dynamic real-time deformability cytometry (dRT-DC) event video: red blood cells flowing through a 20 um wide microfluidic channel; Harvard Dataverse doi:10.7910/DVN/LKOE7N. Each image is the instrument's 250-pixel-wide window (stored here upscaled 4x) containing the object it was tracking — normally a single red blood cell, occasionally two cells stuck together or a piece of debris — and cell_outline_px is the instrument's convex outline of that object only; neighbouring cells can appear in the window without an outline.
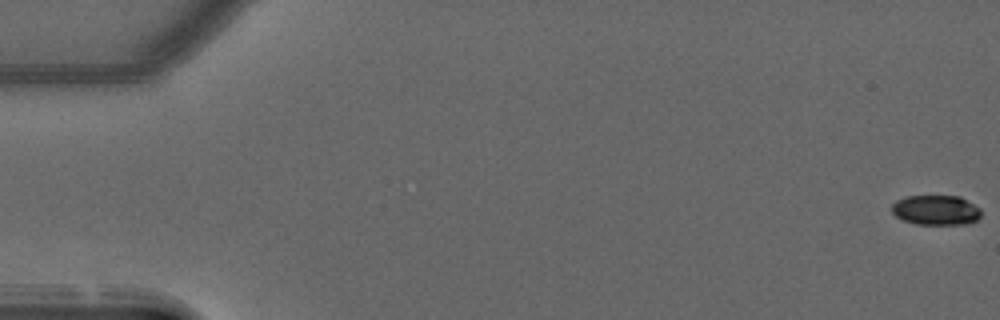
{"species": "common noctule bat (a hibernating species)", "species_latin": "Nyctalus noctula", "temperature_condition": "warm", "stored_images_in_passage": 1, "camera_frame_rate_fps": 3000, "um_per_image_px": 0.085, "animal": {"sex": "male", "forearm_length_mm": 52.5}, "frame": {"image": 1, "passage_image": 1, "time_ms": 0.0, "image_size_px": [1000, 320], "cell_outline_px": [[976, 216], [968, 220], [916, 220], [904, 216], [896, 208], [928, 196], [940, 196], [960, 200], [976, 212]], "centroid_in_image_um": [79.68, 17.8], "position_along_channel_um": 5.3, "area_um2": 10.29}}